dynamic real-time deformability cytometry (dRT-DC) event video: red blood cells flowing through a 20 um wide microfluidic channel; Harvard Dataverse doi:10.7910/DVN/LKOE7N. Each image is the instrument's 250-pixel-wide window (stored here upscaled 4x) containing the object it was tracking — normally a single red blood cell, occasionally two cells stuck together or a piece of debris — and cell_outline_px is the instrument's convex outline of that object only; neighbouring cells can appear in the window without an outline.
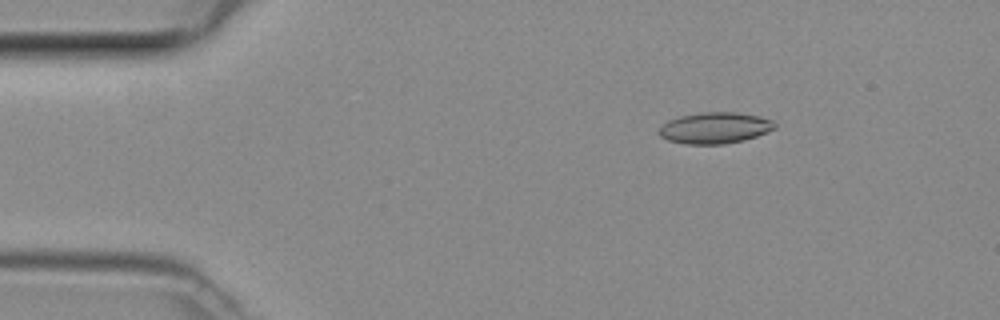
{"species": "common noctule bat (a hibernating species)", "species_latin": "Nyctalus noctula", "temperature_condition": "room temperature", "stored_images_in_passage": 48, "camera_frame_rate_fps": 3000, "um_per_image_px": 0.085, "animal": {"sex": "female", "body_mass_g": 29.2, "forearm_length_mm": 56.3}, "frame": {"image": 1, "passage_image": 7, "time_ms": 2.0, "image_size_px": [1000, 320], "cell_outline_px": [[776, 128], [756, 136], [744, 140], [724, 144], [684, 144], [668, 140], [660, 136], [660, 128], [668, 120], [680, 116], [704, 112], [736, 112], [760, 116], [772, 120], [776, 124]], "centroid_in_image_um": [60.79, 10.87], "position_along_channel_um": 24.2, "area_um2": 20.98}}
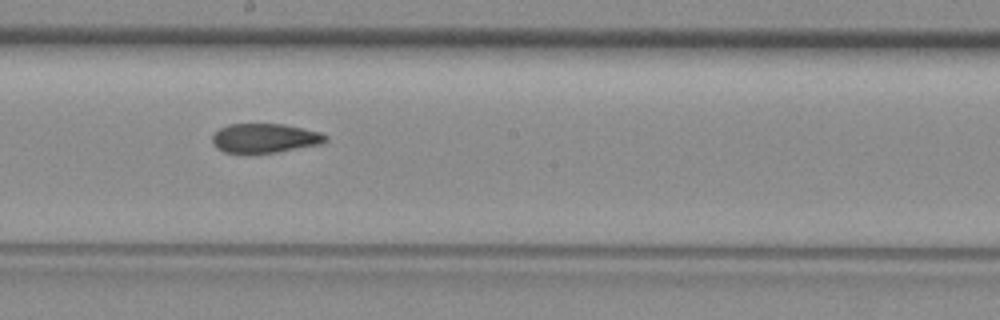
{"frame": {"image": 2, "passage_image": 26, "time_ms": 8.333, "image_size_px": [1000, 320], "cell_outline_px": [[328, 140], [320, 144], [276, 152], [252, 156], [244, 156], [224, 152], [216, 148], [212, 140], [212, 136], [220, 128], [228, 124], [284, 124], [320, 132], [328, 136]], "centroid_in_image_um": [22.46, 11.79], "position_along_channel_um": 225.7, "area_um2": 19.94}}
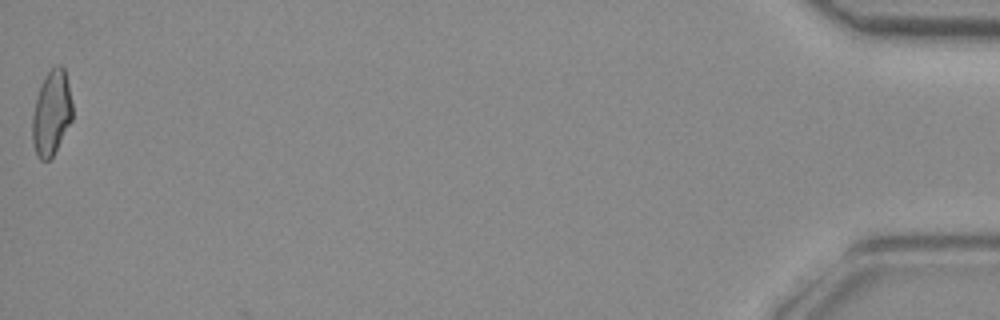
{"frame": {"image": 3, "passage_image": 48, "time_ms": 15.667, "image_size_px": [1000, 320], "cell_outline_px": [[72, 120], [52, 156], [48, 160], [40, 160], [36, 156], [32, 140], [32, 116], [40, 84], [44, 76], [56, 64], [60, 64], [64, 68], [68, 84], [72, 104]], "centroid_in_image_um": [4.36, 9.59], "position_along_channel_um": 430.8, "area_um2": 19.77}}